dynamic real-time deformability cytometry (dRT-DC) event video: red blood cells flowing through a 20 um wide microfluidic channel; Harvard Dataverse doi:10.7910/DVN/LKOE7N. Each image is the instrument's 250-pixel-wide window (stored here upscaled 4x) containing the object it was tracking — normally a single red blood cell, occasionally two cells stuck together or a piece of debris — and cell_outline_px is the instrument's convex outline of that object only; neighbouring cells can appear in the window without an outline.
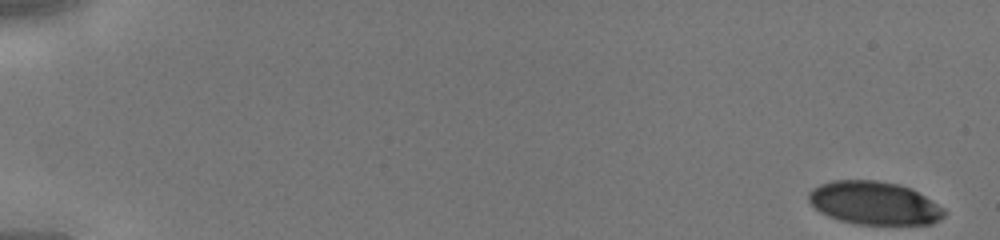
{"species": "human", "species_latin": "Homo sapiens", "temperature_condition": "cold", "stored_images_in_passage": 44, "camera_frame_rate_fps": 3000, "um_per_image_px": 0.085, "donor": {"sex": "male"}, "frame": {"image": 1, "passage_image": 1, "time_ms": 0.0, "image_size_px": [1000, 240], "cell_outline_px": [[948, 212], [940, 220], [932, 224], [856, 224], [840, 220], [828, 216], [820, 212], [808, 200], [808, 192], [812, 188], [820, 184], [832, 180], [876, 180], [900, 184], [912, 188], [932, 200], [944, 208]], "centroid_in_image_um": [74.33, 17.25], "position_along_channel_um": 10.7, "area_um2": 34.39}}
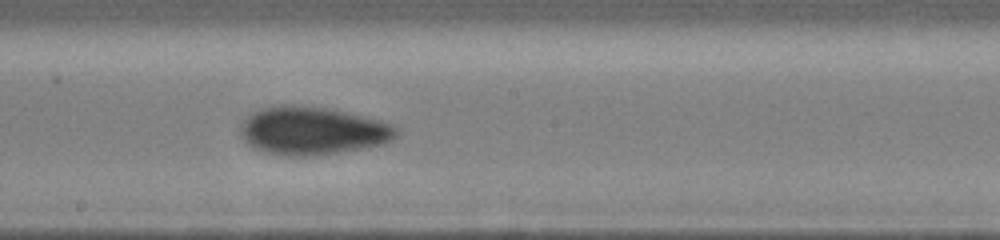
{"frame": {"image": 2, "passage_image": 26, "time_ms": 8.333, "image_size_px": [1000, 240], "cell_outline_px": [[400, 132], [392, 140], [380, 144], [340, 152], [312, 156], [284, 156], [264, 152], [252, 148], [240, 136], [240, 124], [248, 116], [260, 108], [284, 104], [292, 104], [328, 108], [364, 116], [396, 124], [400, 128]], "centroid_in_image_um": [26.55, 11.11], "position_along_channel_um": 221.6, "area_um2": 44.1}}
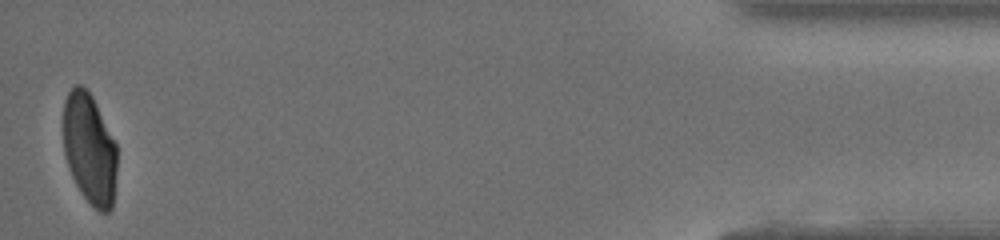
{"frame": {"image": 3, "passage_image": 44, "time_ms": 14.333, "image_size_px": [1000, 240], "cell_outline_px": [[116, 172], [112, 208], [108, 212], [100, 212], [84, 196], [76, 184], [72, 176], [64, 152], [64, 100], [68, 92], [76, 84], [80, 84], [92, 96], [116, 144]], "centroid_in_image_um": [7.61, 12.64], "position_along_channel_um": 427.6, "area_um2": 34.16}}